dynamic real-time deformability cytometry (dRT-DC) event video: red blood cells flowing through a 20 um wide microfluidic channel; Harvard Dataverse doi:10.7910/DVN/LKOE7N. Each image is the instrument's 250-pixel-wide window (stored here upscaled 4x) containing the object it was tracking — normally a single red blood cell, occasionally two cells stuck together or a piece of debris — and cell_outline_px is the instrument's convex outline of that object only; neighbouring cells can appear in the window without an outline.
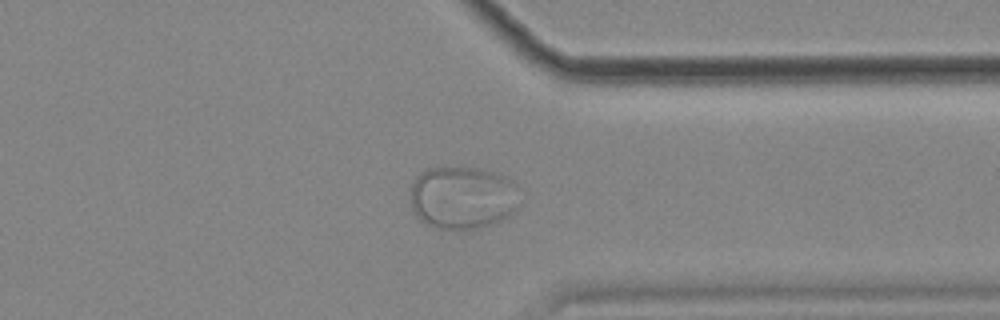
{"species": "common noctule bat (a hibernating species)", "species_latin": "Nyctalus noctula", "temperature_condition": "cold", "stored_images_in_passage": 57, "camera_frame_rate_fps": 3000, "um_per_image_px": 0.085, "animal": {"sex": "female", "body_mass_g": 18.4}, "frame": {"image": 1, "passage_image": 44, "time_ms": 14.333, "image_size_px": [1000, 320], "cell_outline_px": [[516, 208], [500, 220], [480, 228], [440, 228], [428, 224], [420, 220], [416, 216], [412, 208], [412, 184], [416, 176], [428, 168], [444, 164], [480, 168], [500, 172], [508, 180]], "centroid_in_image_um": [39.2, 16.73], "position_along_channel_um": 372.2, "area_um2": 39.42}}
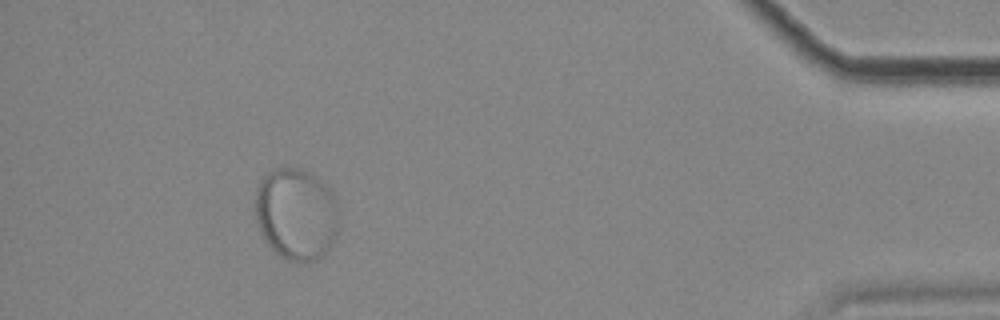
{"frame": {"image": 2, "passage_image": 52, "time_ms": 17.0, "image_size_px": [1000, 320], "cell_outline_px": [[336, 236], [328, 248], [316, 260], [304, 264], [288, 260], [280, 256], [268, 244], [256, 220], [256, 188], [260, 180], [268, 172], [276, 168], [296, 168], [316, 176], [332, 188], [336, 200]], "centroid_in_image_um": [25.18, 18.19], "position_along_channel_um": 410.0, "area_um2": 44.62}}